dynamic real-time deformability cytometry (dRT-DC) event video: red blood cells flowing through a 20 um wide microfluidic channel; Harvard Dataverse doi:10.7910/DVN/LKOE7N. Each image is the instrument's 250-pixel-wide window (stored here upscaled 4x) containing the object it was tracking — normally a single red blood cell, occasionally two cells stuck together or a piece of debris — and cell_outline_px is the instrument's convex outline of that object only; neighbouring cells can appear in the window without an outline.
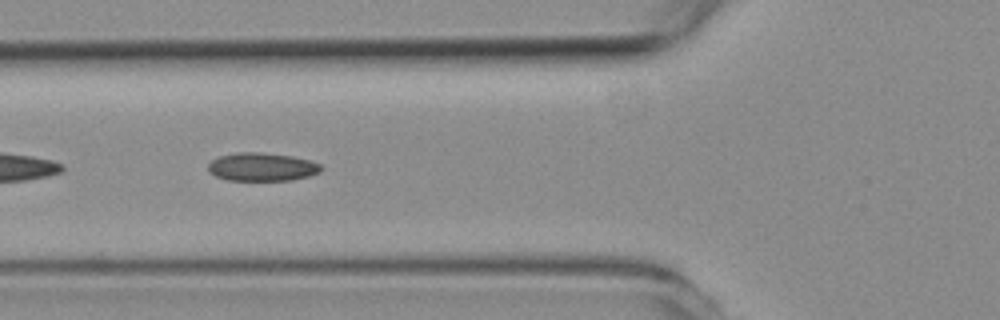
{"species": "common noctule bat (a hibernating species)", "species_latin": "Nyctalus noctula", "temperature_condition": "room temperature", "stored_images_in_passage": 54, "camera_frame_rate_fps": 3000, "um_per_image_px": 0.085, "animal": {"sex": "female", "body_mass_g": 19.3, "forearm_length_mm": 54.1}, "frame": {"image": 1, "passage_image": 19, "time_ms": 6.0, "image_size_px": [1000, 320], "cell_outline_px": [[324, 168], [320, 172], [308, 176], [292, 180], [228, 180], [216, 176], [208, 172], [208, 164], [212, 160], [220, 156], [236, 152], [260, 152], [292, 156], [312, 160], [320, 164]], "centroid_in_image_um": [22.29, 14.18], "position_along_channel_um": 103.5, "area_um2": 18.73}}
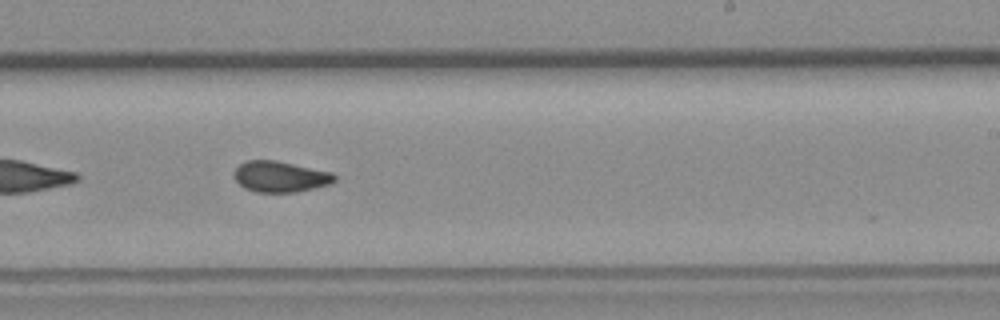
{"frame": {"image": 2, "passage_image": 32, "time_ms": 10.333, "image_size_px": [1000, 320], "cell_outline_px": [[336, 180], [332, 184], [296, 192], [256, 192], [244, 188], [232, 176], [232, 172], [240, 164], [248, 160], [276, 160], [332, 172], [336, 176]], "centroid_in_image_um": [23.82, 15.01], "position_along_channel_um": 265.2, "area_um2": 18.26}}
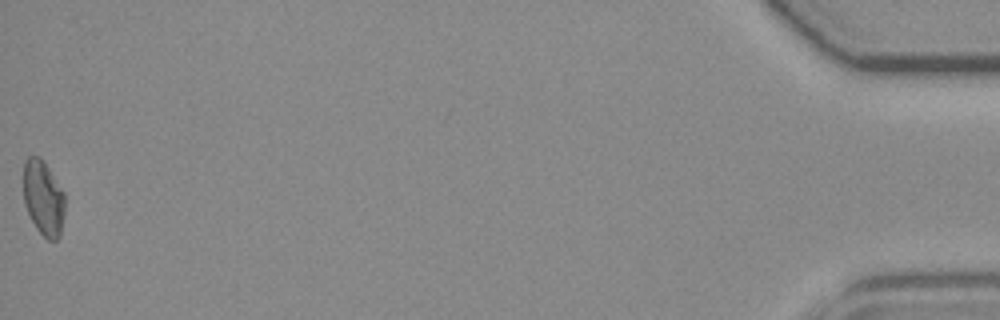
{"frame": {"image": 3, "passage_image": 54, "time_ms": 17.667, "image_size_px": [1000, 320], "cell_outline_px": [[64, 212], [60, 236], [56, 240], [48, 240], [36, 228], [24, 204], [24, 160], [28, 156], [40, 156], [44, 160], [64, 192]], "centroid_in_image_um": [3.69, 16.8], "position_along_channel_um": 431.5, "area_um2": 18.15}, "authors_computed_cell_mechanics": {"area_um2": 18.4093, "velocity_mm_per_s": 3.7327, "shape_relaxation_time_tau1_ms": null, "shape_relaxation_time_tau2_ms": 2.2995, "deformation_change_tau1": null, "deformation_change_tau2": 0.0687}}